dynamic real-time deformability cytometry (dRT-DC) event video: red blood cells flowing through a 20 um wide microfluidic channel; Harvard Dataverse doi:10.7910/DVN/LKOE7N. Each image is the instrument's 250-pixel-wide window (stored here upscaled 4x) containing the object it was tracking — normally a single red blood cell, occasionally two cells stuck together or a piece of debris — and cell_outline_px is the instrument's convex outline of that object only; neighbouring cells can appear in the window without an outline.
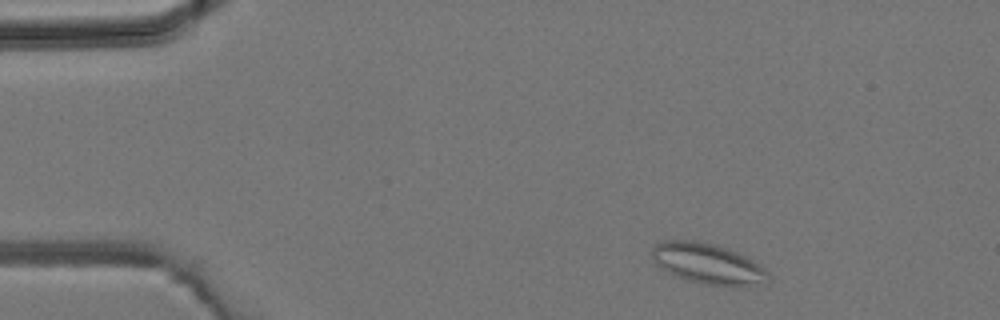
{"species": "common noctule bat (a hibernating species)", "species_latin": "Nyctalus noctula", "temperature_condition": "room temperature", "stored_images_in_passage": 41, "camera_frame_rate_fps": 3000, "um_per_image_px": 0.085, "animal": {"sex": "male", "body_mass_g": 19.2, "forearm_length_mm": 51.8}, "frame": {"image": 1, "passage_image": 3, "time_ms": 0.667, "image_size_px": [1000, 320], "cell_outline_px": [[768, 280], [764, 284], [744, 288], [736, 288], [708, 284], [688, 280], [676, 276], [660, 268], [656, 264], [652, 256], [652, 248], [656, 244], [664, 240], [696, 240], [716, 244], [728, 248], [760, 264], [768, 272]], "centroid_in_image_um": [60.21, 22.43], "position_along_channel_um": 24.8, "area_um2": 27.92}}
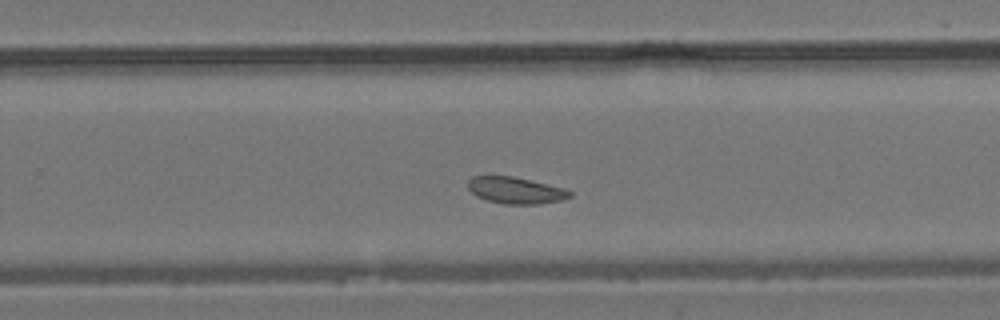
{"frame": {"image": 2, "passage_image": 25, "time_ms": 8.0, "image_size_px": [1000, 320], "cell_outline_px": [[572, 196], [564, 200], [536, 204], [504, 204], [488, 200], [476, 196], [468, 188], [468, 180], [472, 176], [512, 176], [564, 188], [572, 192]], "centroid_in_image_um": [43.84, 16.18], "position_along_channel_um": 286.0, "area_um2": 15.72}}
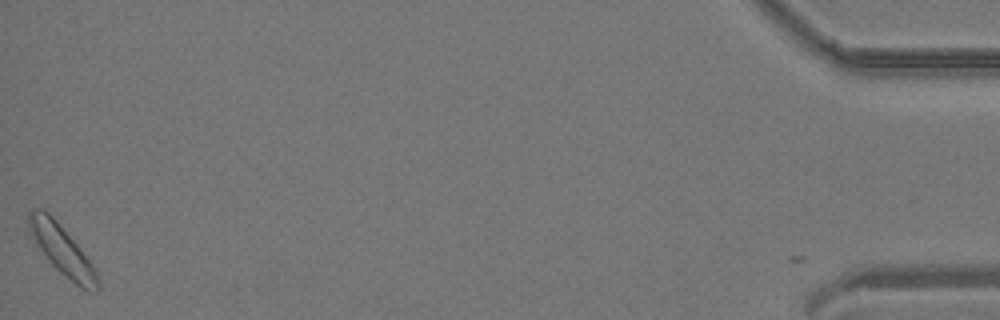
{"frame": {"image": 3, "passage_image": 41, "time_ms": 13.333, "image_size_px": [1000, 320], "cell_outline_px": [[100, 288], [96, 292], [84, 288], [76, 284], [60, 272], [52, 264], [36, 244], [28, 232], [28, 212], [32, 208], [44, 208], [56, 220], [76, 244], [92, 264], [96, 272], [100, 284]], "centroid_in_image_um": [5.23, 21.21], "position_along_channel_um": 430.0, "area_um2": 19.48}}